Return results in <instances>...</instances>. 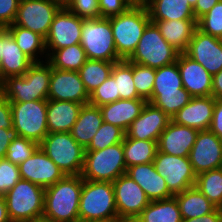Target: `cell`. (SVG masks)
<instances>
[{
    "label": "cell",
    "mask_w": 222,
    "mask_h": 222,
    "mask_svg": "<svg viewBox=\"0 0 222 222\" xmlns=\"http://www.w3.org/2000/svg\"><path fill=\"white\" fill-rule=\"evenodd\" d=\"M21 179L17 164L0 159V195L4 196Z\"/></svg>",
    "instance_id": "obj_45"
},
{
    "label": "cell",
    "mask_w": 222,
    "mask_h": 222,
    "mask_svg": "<svg viewBox=\"0 0 222 222\" xmlns=\"http://www.w3.org/2000/svg\"><path fill=\"white\" fill-rule=\"evenodd\" d=\"M171 118L151 103H146L141 114L132 122L126 131L128 138L156 141L166 129Z\"/></svg>",
    "instance_id": "obj_19"
},
{
    "label": "cell",
    "mask_w": 222,
    "mask_h": 222,
    "mask_svg": "<svg viewBox=\"0 0 222 222\" xmlns=\"http://www.w3.org/2000/svg\"><path fill=\"white\" fill-rule=\"evenodd\" d=\"M150 20L195 19L188 0H148L145 4Z\"/></svg>",
    "instance_id": "obj_29"
},
{
    "label": "cell",
    "mask_w": 222,
    "mask_h": 222,
    "mask_svg": "<svg viewBox=\"0 0 222 222\" xmlns=\"http://www.w3.org/2000/svg\"><path fill=\"white\" fill-rule=\"evenodd\" d=\"M112 184L119 221L137 218L150 202L143 189L126 173Z\"/></svg>",
    "instance_id": "obj_14"
},
{
    "label": "cell",
    "mask_w": 222,
    "mask_h": 222,
    "mask_svg": "<svg viewBox=\"0 0 222 222\" xmlns=\"http://www.w3.org/2000/svg\"><path fill=\"white\" fill-rule=\"evenodd\" d=\"M199 130L170 121L158 140V151L173 156L189 157Z\"/></svg>",
    "instance_id": "obj_23"
},
{
    "label": "cell",
    "mask_w": 222,
    "mask_h": 222,
    "mask_svg": "<svg viewBox=\"0 0 222 222\" xmlns=\"http://www.w3.org/2000/svg\"><path fill=\"white\" fill-rule=\"evenodd\" d=\"M53 1L59 4L61 7H67L72 0H53Z\"/></svg>",
    "instance_id": "obj_56"
},
{
    "label": "cell",
    "mask_w": 222,
    "mask_h": 222,
    "mask_svg": "<svg viewBox=\"0 0 222 222\" xmlns=\"http://www.w3.org/2000/svg\"><path fill=\"white\" fill-rule=\"evenodd\" d=\"M155 79V69L133 63V81L140 98L147 102L151 99Z\"/></svg>",
    "instance_id": "obj_42"
},
{
    "label": "cell",
    "mask_w": 222,
    "mask_h": 222,
    "mask_svg": "<svg viewBox=\"0 0 222 222\" xmlns=\"http://www.w3.org/2000/svg\"><path fill=\"white\" fill-rule=\"evenodd\" d=\"M51 65L34 62L22 76H11L0 84V93L10 103L48 100Z\"/></svg>",
    "instance_id": "obj_2"
},
{
    "label": "cell",
    "mask_w": 222,
    "mask_h": 222,
    "mask_svg": "<svg viewBox=\"0 0 222 222\" xmlns=\"http://www.w3.org/2000/svg\"><path fill=\"white\" fill-rule=\"evenodd\" d=\"M209 130L222 140V99H216Z\"/></svg>",
    "instance_id": "obj_50"
},
{
    "label": "cell",
    "mask_w": 222,
    "mask_h": 222,
    "mask_svg": "<svg viewBox=\"0 0 222 222\" xmlns=\"http://www.w3.org/2000/svg\"><path fill=\"white\" fill-rule=\"evenodd\" d=\"M217 208L222 209V167L196 175L194 185Z\"/></svg>",
    "instance_id": "obj_36"
},
{
    "label": "cell",
    "mask_w": 222,
    "mask_h": 222,
    "mask_svg": "<svg viewBox=\"0 0 222 222\" xmlns=\"http://www.w3.org/2000/svg\"><path fill=\"white\" fill-rule=\"evenodd\" d=\"M215 101L212 95L192 97L171 121L197 130H207L212 123Z\"/></svg>",
    "instance_id": "obj_21"
},
{
    "label": "cell",
    "mask_w": 222,
    "mask_h": 222,
    "mask_svg": "<svg viewBox=\"0 0 222 222\" xmlns=\"http://www.w3.org/2000/svg\"><path fill=\"white\" fill-rule=\"evenodd\" d=\"M111 76L114 78L117 88V94L120 99H142L138 96L133 81V63L122 60L113 65Z\"/></svg>",
    "instance_id": "obj_37"
},
{
    "label": "cell",
    "mask_w": 222,
    "mask_h": 222,
    "mask_svg": "<svg viewBox=\"0 0 222 222\" xmlns=\"http://www.w3.org/2000/svg\"><path fill=\"white\" fill-rule=\"evenodd\" d=\"M89 97L79 72L51 67L48 100L72 101L84 105L89 103Z\"/></svg>",
    "instance_id": "obj_17"
},
{
    "label": "cell",
    "mask_w": 222,
    "mask_h": 222,
    "mask_svg": "<svg viewBox=\"0 0 222 222\" xmlns=\"http://www.w3.org/2000/svg\"><path fill=\"white\" fill-rule=\"evenodd\" d=\"M182 219L201 217L213 212L217 207L195 186L174 195Z\"/></svg>",
    "instance_id": "obj_31"
},
{
    "label": "cell",
    "mask_w": 222,
    "mask_h": 222,
    "mask_svg": "<svg viewBox=\"0 0 222 222\" xmlns=\"http://www.w3.org/2000/svg\"><path fill=\"white\" fill-rule=\"evenodd\" d=\"M38 147L39 144L37 142L15 135L8 147L5 159L19 165L32 156Z\"/></svg>",
    "instance_id": "obj_41"
},
{
    "label": "cell",
    "mask_w": 222,
    "mask_h": 222,
    "mask_svg": "<svg viewBox=\"0 0 222 222\" xmlns=\"http://www.w3.org/2000/svg\"><path fill=\"white\" fill-rule=\"evenodd\" d=\"M39 147L64 175H81L85 149L73 139L70 132L48 133Z\"/></svg>",
    "instance_id": "obj_6"
},
{
    "label": "cell",
    "mask_w": 222,
    "mask_h": 222,
    "mask_svg": "<svg viewBox=\"0 0 222 222\" xmlns=\"http://www.w3.org/2000/svg\"><path fill=\"white\" fill-rule=\"evenodd\" d=\"M212 96L215 99H222V70L213 75Z\"/></svg>",
    "instance_id": "obj_54"
},
{
    "label": "cell",
    "mask_w": 222,
    "mask_h": 222,
    "mask_svg": "<svg viewBox=\"0 0 222 222\" xmlns=\"http://www.w3.org/2000/svg\"><path fill=\"white\" fill-rule=\"evenodd\" d=\"M119 222H141V221L138 220L137 218H130V219L120 220Z\"/></svg>",
    "instance_id": "obj_59"
},
{
    "label": "cell",
    "mask_w": 222,
    "mask_h": 222,
    "mask_svg": "<svg viewBox=\"0 0 222 222\" xmlns=\"http://www.w3.org/2000/svg\"><path fill=\"white\" fill-rule=\"evenodd\" d=\"M21 179L47 188L65 175L59 167L38 147L25 162L18 165Z\"/></svg>",
    "instance_id": "obj_18"
},
{
    "label": "cell",
    "mask_w": 222,
    "mask_h": 222,
    "mask_svg": "<svg viewBox=\"0 0 222 222\" xmlns=\"http://www.w3.org/2000/svg\"><path fill=\"white\" fill-rule=\"evenodd\" d=\"M184 88L177 61L155 69V79L152 94L181 92Z\"/></svg>",
    "instance_id": "obj_38"
},
{
    "label": "cell",
    "mask_w": 222,
    "mask_h": 222,
    "mask_svg": "<svg viewBox=\"0 0 222 222\" xmlns=\"http://www.w3.org/2000/svg\"><path fill=\"white\" fill-rule=\"evenodd\" d=\"M83 20L67 7H61L54 16L45 38L46 50H58L80 44Z\"/></svg>",
    "instance_id": "obj_13"
},
{
    "label": "cell",
    "mask_w": 222,
    "mask_h": 222,
    "mask_svg": "<svg viewBox=\"0 0 222 222\" xmlns=\"http://www.w3.org/2000/svg\"><path fill=\"white\" fill-rule=\"evenodd\" d=\"M101 18H109L126 12L132 5L129 0H98Z\"/></svg>",
    "instance_id": "obj_47"
},
{
    "label": "cell",
    "mask_w": 222,
    "mask_h": 222,
    "mask_svg": "<svg viewBox=\"0 0 222 222\" xmlns=\"http://www.w3.org/2000/svg\"><path fill=\"white\" fill-rule=\"evenodd\" d=\"M47 62L52 68L65 71H79L87 57L81 44L71 45L58 50H46Z\"/></svg>",
    "instance_id": "obj_34"
},
{
    "label": "cell",
    "mask_w": 222,
    "mask_h": 222,
    "mask_svg": "<svg viewBox=\"0 0 222 222\" xmlns=\"http://www.w3.org/2000/svg\"><path fill=\"white\" fill-rule=\"evenodd\" d=\"M126 132L118 126L103 122L85 151L103 150L123 142Z\"/></svg>",
    "instance_id": "obj_40"
},
{
    "label": "cell",
    "mask_w": 222,
    "mask_h": 222,
    "mask_svg": "<svg viewBox=\"0 0 222 222\" xmlns=\"http://www.w3.org/2000/svg\"><path fill=\"white\" fill-rule=\"evenodd\" d=\"M82 186L81 175H65L45 188L42 218L54 222H78Z\"/></svg>",
    "instance_id": "obj_1"
},
{
    "label": "cell",
    "mask_w": 222,
    "mask_h": 222,
    "mask_svg": "<svg viewBox=\"0 0 222 222\" xmlns=\"http://www.w3.org/2000/svg\"><path fill=\"white\" fill-rule=\"evenodd\" d=\"M20 0H0V26L8 27L15 21Z\"/></svg>",
    "instance_id": "obj_48"
},
{
    "label": "cell",
    "mask_w": 222,
    "mask_h": 222,
    "mask_svg": "<svg viewBox=\"0 0 222 222\" xmlns=\"http://www.w3.org/2000/svg\"><path fill=\"white\" fill-rule=\"evenodd\" d=\"M197 28L206 34L222 39V0L197 20Z\"/></svg>",
    "instance_id": "obj_43"
},
{
    "label": "cell",
    "mask_w": 222,
    "mask_h": 222,
    "mask_svg": "<svg viewBox=\"0 0 222 222\" xmlns=\"http://www.w3.org/2000/svg\"><path fill=\"white\" fill-rule=\"evenodd\" d=\"M182 222H222V209L216 208L213 212L201 217L182 219Z\"/></svg>",
    "instance_id": "obj_52"
},
{
    "label": "cell",
    "mask_w": 222,
    "mask_h": 222,
    "mask_svg": "<svg viewBox=\"0 0 222 222\" xmlns=\"http://www.w3.org/2000/svg\"><path fill=\"white\" fill-rule=\"evenodd\" d=\"M7 30L14 38L22 52L33 62H43V59H45V61L47 60L44 37L20 26H8Z\"/></svg>",
    "instance_id": "obj_30"
},
{
    "label": "cell",
    "mask_w": 222,
    "mask_h": 222,
    "mask_svg": "<svg viewBox=\"0 0 222 222\" xmlns=\"http://www.w3.org/2000/svg\"><path fill=\"white\" fill-rule=\"evenodd\" d=\"M78 222H119V220H79Z\"/></svg>",
    "instance_id": "obj_57"
},
{
    "label": "cell",
    "mask_w": 222,
    "mask_h": 222,
    "mask_svg": "<svg viewBox=\"0 0 222 222\" xmlns=\"http://www.w3.org/2000/svg\"><path fill=\"white\" fill-rule=\"evenodd\" d=\"M15 136L13 129H5V132H0V159L5 158L8 147Z\"/></svg>",
    "instance_id": "obj_53"
},
{
    "label": "cell",
    "mask_w": 222,
    "mask_h": 222,
    "mask_svg": "<svg viewBox=\"0 0 222 222\" xmlns=\"http://www.w3.org/2000/svg\"><path fill=\"white\" fill-rule=\"evenodd\" d=\"M82 106L72 101L47 100L48 133L70 132Z\"/></svg>",
    "instance_id": "obj_26"
},
{
    "label": "cell",
    "mask_w": 222,
    "mask_h": 222,
    "mask_svg": "<svg viewBox=\"0 0 222 222\" xmlns=\"http://www.w3.org/2000/svg\"><path fill=\"white\" fill-rule=\"evenodd\" d=\"M79 220H119L111 182L83 179Z\"/></svg>",
    "instance_id": "obj_5"
},
{
    "label": "cell",
    "mask_w": 222,
    "mask_h": 222,
    "mask_svg": "<svg viewBox=\"0 0 222 222\" xmlns=\"http://www.w3.org/2000/svg\"><path fill=\"white\" fill-rule=\"evenodd\" d=\"M189 160L196 175L221 168L222 140L209 129L199 130L189 153Z\"/></svg>",
    "instance_id": "obj_15"
},
{
    "label": "cell",
    "mask_w": 222,
    "mask_h": 222,
    "mask_svg": "<svg viewBox=\"0 0 222 222\" xmlns=\"http://www.w3.org/2000/svg\"><path fill=\"white\" fill-rule=\"evenodd\" d=\"M151 22L157 26L163 38L180 53L185 52L197 28L196 19L151 20Z\"/></svg>",
    "instance_id": "obj_27"
},
{
    "label": "cell",
    "mask_w": 222,
    "mask_h": 222,
    "mask_svg": "<svg viewBox=\"0 0 222 222\" xmlns=\"http://www.w3.org/2000/svg\"><path fill=\"white\" fill-rule=\"evenodd\" d=\"M189 4L194 8L198 0H188Z\"/></svg>",
    "instance_id": "obj_62"
},
{
    "label": "cell",
    "mask_w": 222,
    "mask_h": 222,
    "mask_svg": "<svg viewBox=\"0 0 222 222\" xmlns=\"http://www.w3.org/2000/svg\"><path fill=\"white\" fill-rule=\"evenodd\" d=\"M126 174L140 185L150 201L174 196L167 188L164 178L156 171L153 162L130 166Z\"/></svg>",
    "instance_id": "obj_24"
},
{
    "label": "cell",
    "mask_w": 222,
    "mask_h": 222,
    "mask_svg": "<svg viewBox=\"0 0 222 222\" xmlns=\"http://www.w3.org/2000/svg\"><path fill=\"white\" fill-rule=\"evenodd\" d=\"M147 101L144 99H119L99 107L103 122L118 126L125 132L132 122L141 114Z\"/></svg>",
    "instance_id": "obj_25"
},
{
    "label": "cell",
    "mask_w": 222,
    "mask_h": 222,
    "mask_svg": "<svg viewBox=\"0 0 222 222\" xmlns=\"http://www.w3.org/2000/svg\"><path fill=\"white\" fill-rule=\"evenodd\" d=\"M2 60L0 66V84L11 76L24 75L34 63L17 45L6 27L1 26Z\"/></svg>",
    "instance_id": "obj_22"
},
{
    "label": "cell",
    "mask_w": 222,
    "mask_h": 222,
    "mask_svg": "<svg viewBox=\"0 0 222 222\" xmlns=\"http://www.w3.org/2000/svg\"><path fill=\"white\" fill-rule=\"evenodd\" d=\"M184 89L192 97L211 96L213 76L197 61L180 53L177 59Z\"/></svg>",
    "instance_id": "obj_20"
},
{
    "label": "cell",
    "mask_w": 222,
    "mask_h": 222,
    "mask_svg": "<svg viewBox=\"0 0 222 222\" xmlns=\"http://www.w3.org/2000/svg\"><path fill=\"white\" fill-rule=\"evenodd\" d=\"M137 219L141 222H182L180 209L175 196L150 201Z\"/></svg>",
    "instance_id": "obj_32"
},
{
    "label": "cell",
    "mask_w": 222,
    "mask_h": 222,
    "mask_svg": "<svg viewBox=\"0 0 222 222\" xmlns=\"http://www.w3.org/2000/svg\"><path fill=\"white\" fill-rule=\"evenodd\" d=\"M13 129L12 110L10 102L0 93V132Z\"/></svg>",
    "instance_id": "obj_49"
},
{
    "label": "cell",
    "mask_w": 222,
    "mask_h": 222,
    "mask_svg": "<svg viewBox=\"0 0 222 222\" xmlns=\"http://www.w3.org/2000/svg\"><path fill=\"white\" fill-rule=\"evenodd\" d=\"M184 53L200 63L212 76L222 70V39L198 28Z\"/></svg>",
    "instance_id": "obj_16"
},
{
    "label": "cell",
    "mask_w": 222,
    "mask_h": 222,
    "mask_svg": "<svg viewBox=\"0 0 222 222\" xmlns=\"http://www.w3.org/2000/svg\"><path fill=\"white\" fill-rule=\"evenodd\" d=\"M156 171L161 175L169 191L175 195L195 185L196 174L189 157L173 156L157 151L153 161Z\"/></svg>",
    "instance_id": "obj_11"
},
{
    "label": "cell",
    "mask_w": 222,
    "mask_h": 222,
    "mask_svg": "<svg viewBox=\"0 0 222 222\" xmlns=\"http://www.w3.org/2000/svg\"><path fill=\"white\" fill-rule=\"evenodd\" d=\"M115 48L122 60H127L151 22L146 5H132L126 12L109 17Z\"/></svg>",
    "instance_id": "obj_3"
},
{
    "label": "cell",
    "mask_w": 222,
    "mask_h": 222,
    "mask_svg": "<svg viewBox=\"0 0 222 222\" xmlns=\"http://www.w3.org/2000/svg\"><path fill=\"white\" fill-rule=\"evenodd\" d=\"M126 167L152 163L158 151V143L151 140L125 138L122 142Z\"/></svg>",
    "instance_id": "obj_33"
},
{
    "label": "cell",
    "mask_w": 222,
    "mask_h": 222,
    "mask_svg": "<svg viewBox=\"0 0 222 222\" xmlns=\"http://www.w3.org/2000/svg\"><path fill=\"white\" fill-rule=\"evenodd\" d=\"M29 222H54V221H50V220H47V219H44V218H40V219L32 220V221H29Z\"/></svg>",
    "instance_id": "obj_60"
},
{
    "label": "cell",
    "mask_w": 222,
    "mask_h": 222,
    "mask_svg": "<svg viewBox=\"0 0 222 222\" xmlns=\"http://www.w3.org/2000/svg\"><path fill=\"white\" fill-rule=\"evenodd\" d=\"M126 171L122 142L103 150L85 151L81 173L84 180L112 183Z\"/></svg>",
    "instance_id": "obj_9"
},
{
    "label": "cell",
    "mask_w": 222,
    "mask_h": 222,
    "mask_svg": "<svg viewBox=\"0 0 222 222\" xmlns=\"http://www.w3.org/2000/svg\"><path fill=\"white\" fill-rule=\"evenodd\" d=\"M133 5H145L148 0H129Z\"/></svg>",
    "instance_id": "obj_58"
},
{
    "label": "cell",
    "mask_w": 222,
    "mask_h": 222,
    "mask_svg": "<svg viewBox=\"0 0 222 222\" xmlns=\"http://www.w3.org/2000/svg\"><path fill=\"white\" fill-rule=\"evenodd\" d=\"M15 135L37 142L48 135L47 100L10 103Z\"/></svg>",
    "instance_id": "obj_10"
},
{
    "label": "cell",
    "mask_w": 222,
    "mask_h": 222,
    "mask_svg": "<svg viewBox=\"0 0 222 222\" xmlns=\"http://www.w3.org/2000/svg\"><path fill=\"white\" fill-rule=\"evenodd\" d=\"M45 188L20 179L5 195L7 213L11 222H29L40 219L44 212Z\"/></svg>",
    "instance_id": "obj_4"
},
{
    "label": "cell",
    "mask_w": 222,
    "mask_h": 222,
    "mask_svg": "<svg viewBox=\"0 0 222 222\" xmlns=\"http://www.w3.org/2000/svg\"><path fill=\"white\" fill-rule=\"evenodd\" d=\"M67 8L83 19L101 17L98 0H72Z\"/></svg>",
    "instance_id": "obj_46"
},
{
    "label": "cell",
    "mask_w": 222,
    "mask_h": 222,
    "mask_svg": "<svg viewBox=\"0 0 222 222\" xmlns=\"http://www.w3.org/2000/svg\"><path fill=\"white\" fill-rule=\"evenodd\" d=\"M219 1L220 0H198L193 8L195 19L198 20L205 15Z\"/></svg>",
    "instance_id": "obj_51"
},
{
    "label": "cell",
    "mask_w": 222,
    "mask_h": 222,
    "mask_svg": "<svg viewBox=\"0 0 222 222\" xmlns=\"http://www.w3.org/2000/svg\"><path fill=\"white\" fill-rule=\"evenodd\" d=\"M60 8L53 0H20L15 21L10 26H20L46 38Z\"/></svg>",
    "instance_id": "obj_12"
},
{
    "label": "cell",
    "mask_w": 222,
    "mask_h": 222,
    "mask_svg": "<svg viewBox=\"0 0 222 222\" xmlns=\"http://www.w3.org/2000/svg\"><path fill=\"white\" fill-rule=\"evenodd\" d=\"M80 44L87 59L117 63L118 56L109 18L84 19Z\"/></svg>",
    "instance_id": "obj_7"
},
{
    "label": "cell",
    "mask_w": 222,
    "mask_h": 222,
    "mask_svg": "<svg viewBox=\"0 0 222 222\" xmlns=\"http://www.w3.org/2000/svg\"><path fill=\"white\" fill-rule=\"evenodd\" d=\"M102 123L103 117L100 108L89 103L84 104L70 133L73 139L86 149Z\"/></svg>",
    "instance_id": "obj_28"
},
{
    "label": "cell",
    "mask_w": 222,
    "mask_h": 222,
    "mask_svg": "<svg viewBox=\"0 0 222 222\" xmlns=\"http://www.w3.org/2000/svg\"><path fill=\"white\" fill-rule=\"evenodd\" d=\"M120 99L114 78L110 75L94 92L90 94L89 104L104 106Z\"/></svg>",
    "instance_id": "obj_44"
},
{
    "label": "cell",
    "mask_w": 222,
    "mask_h": 222,
    "mask_svg": "<svg viewBox=\"0 0 222 222\" xmlns=\"http://www.w3.org/2000/svg\"><path fill=\"white\" fill-rule=\"evenodd\" d=\"M1 53H2V44H1V26H0V66H1V60H2Z\"/></svg>",
    "instance_id": "obj_61"
},
{
    "label": "cell",
    "mask_w": 222,
    "mask_h": 222,
    "mask_svg": "<svg viewBox=\"0 0 222 222\" xmlns=\"http://www.w3.org/2000/svg\"><path fill=\"white\" fill-rule=\"evenodd\" d=\"M114 64L108 61L86 60L78 72L89 95L111 75Z\"/></svg>",
    "instance_id": "obj_35"
},
{
    "label": "cell",
    "mask_w": 222,
    "mask_h": 222,
    "mask_svg": "<svg viewBox=\"0 0 222 222\" xmlns=\"http://www.w3.org/2000/svg\"><path fill=\"white\" fill-rule=\"evenodd\" d=\"M191 98L192 96L184 88H182L181 92L152 94L148 103H151L156 108L161 109L172 119L179 110L190 102Z\"/></svg>",
    "instance_id": "obj_39"
},
{
    "label": "cell",
    "mask_w": 222,
    "mask_h": 222,
    "mask_svg": "<svg viewBox=\"0 0 222 222\" xmlns=\"http://www.w3.org/2000/svg\"><path fill=\"white\" fill-rule=\"evenodd\" d=\"M0 222H11L7 213L4 196L0 195Z\"/></svg>",
    "instance_id": "obj_55"
},
{
    "label": "cell",
    "mask_w": 222,
    "mask_h": 222,
    "mask_svg": "<svg viewBox=\"0 0 222 222\" xmlns=\"http://www.w3.org/2000/svg\"><path fill=\"white\" fill-rule=\"evenodd\" d=\"M179 54L180 52L163 38L157 26L150 22L127 61L158 69L176 62Z\"/></svg>",
    "instance_id": "obj_8"
}]
</instances>
